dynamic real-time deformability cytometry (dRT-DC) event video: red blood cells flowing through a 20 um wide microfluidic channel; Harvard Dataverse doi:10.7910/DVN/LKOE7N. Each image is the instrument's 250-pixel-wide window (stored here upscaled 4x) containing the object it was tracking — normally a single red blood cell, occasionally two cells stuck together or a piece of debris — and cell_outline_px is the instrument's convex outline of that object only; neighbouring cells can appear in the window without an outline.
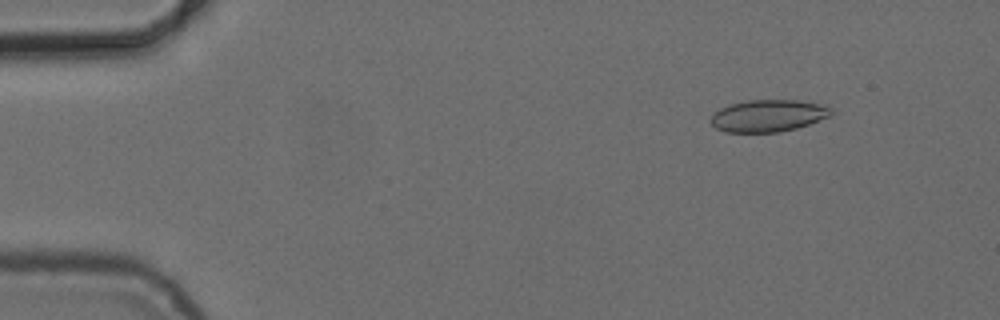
{"species": "common noctule bat (a hibernating species)", "species_latin": "Nyctalus noctula", "temperature_condition": "cold", "stored_images_in_passage": 4, "camera_frame_rate_fps": 3000, "um_per_image_px": 0.085, "animal": {"sex": "female", "body_mass_g": 24.6, "forearm_length_mm": 56.2}, "frame": {"image": 1, "passage_image": 2, "time_ms": 1.333, "image_size_px": [1000, 320], "cell_outline_px": [[832, 116], [796, 128], [780, 132], [724, 132], [716, 128], [708, 120], [720, 108], [732, 104], [748, 100], [796, 100], [828, 104], [832, 108]], "centroid_in_image_um": [65.34, 9.83], "position_along_channel_um": 19.7, "area_um2": 22.66}}
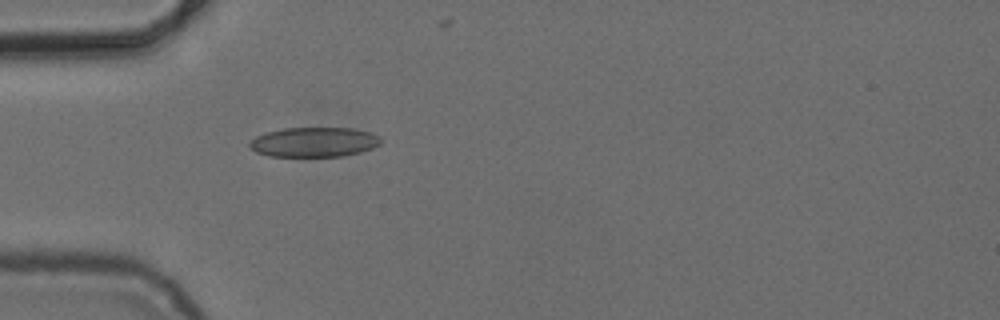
{"frame": {"image": 2, "passage_image": 4, "time_ms": 4.667, "image_size_px": [1000, 320], "cell_outline_px": [[380, 144], [372, 148], [360, 152], [344, 156], [268, 156], [256, 152], [248, 148], [248, 144], [256, 136], [264, 132], [284, 128], [356, 128], [372, 132], [380, 136]], "centroid_in_image_um": [26.69, 12.07], "position_along_channel_um": 58.3, "area_um2": 22.95}}